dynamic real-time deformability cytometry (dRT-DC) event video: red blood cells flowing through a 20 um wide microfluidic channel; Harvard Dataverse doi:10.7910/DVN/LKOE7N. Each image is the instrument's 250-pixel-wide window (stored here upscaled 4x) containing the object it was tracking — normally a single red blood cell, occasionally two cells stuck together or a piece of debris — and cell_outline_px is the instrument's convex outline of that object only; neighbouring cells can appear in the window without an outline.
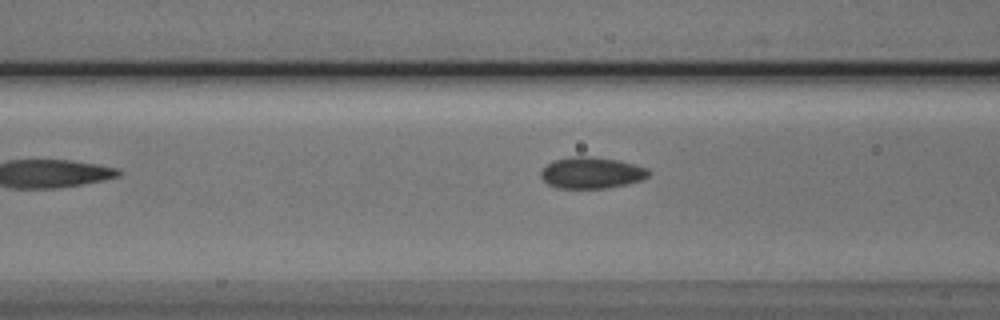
{"species": "Egyptian fruit bat (a non-hibernating species)", "species_latin": "Rousettus aegyptiacus", "temperature_condition": "cold", "stored_images_in_passage": 7, "camera_frame_rate_fps": 3000, "um_per_image_px": 0.085, "animal": {"sex": "male"}, "frame": {"image": 1, "passage_image": 4, "time_ms": 3.667, "image_size_px": [1000, 320], "cell_outline_px": [[652, 172], [648, 176], [640, 180], [628, 184], [608, 188], [556, 188], [548, 184], [540, 176], [540, 172], [552, 160], [568, 156], [592, 156], [620, 160], [648, 168]], "centroid_in_image_um": [50.29, 14.67], "position_along_channel_um": 116.3, "area_um2": 20.0}}
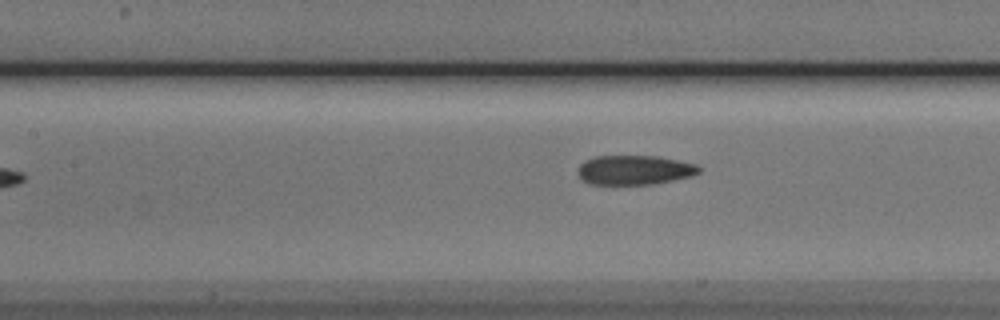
{"frame": {"image": 2, "passage_image": 7, "time_ms": 8.0, "image_size_px": [1000, 320], "cell_outline_px": [[700, 172], [692, 176], [652, 184], [588, 184], [580, 180], [580, 164], [584, 160], [596, 156], [656, 156], [696, 164], [700, 168]], "centroid_in_image_um": [53.92, 14.45], "position_along_channel_um": 153.5, "area_um2": 20.63}}